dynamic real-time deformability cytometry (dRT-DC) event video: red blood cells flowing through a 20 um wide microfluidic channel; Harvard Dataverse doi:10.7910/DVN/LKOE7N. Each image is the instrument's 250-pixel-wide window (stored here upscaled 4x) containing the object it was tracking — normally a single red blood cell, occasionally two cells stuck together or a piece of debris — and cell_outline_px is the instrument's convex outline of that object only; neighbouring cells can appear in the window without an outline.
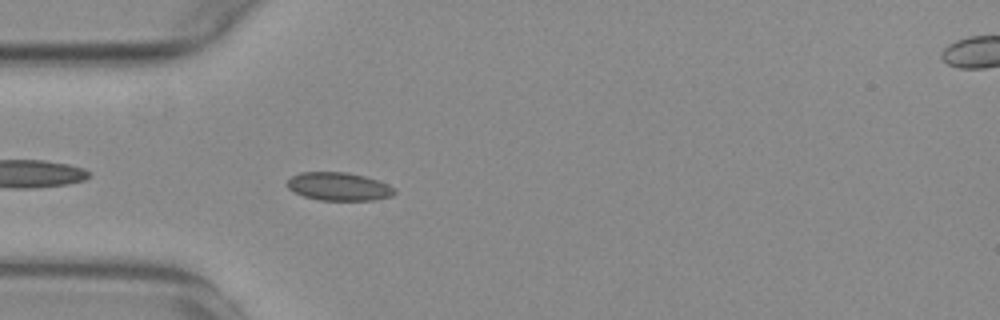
{"species": "common noctule bat (a hibernating species)", "species_latin": "Nyctalus noctula", "temperature_condition": "warm", "stored_images_in_passage": 42, "camera_frame_rate_fps": 3000, "um_per_image_px": 0.085, "animal": {"sex": "female", "body_mass_g": 29.2, "forearm_length_mm": 56.3}, "frame": {"image": 1, "passage_image": 3, "time_ms": 0.667, "image_size_px": [1000, 320], "cell_outline_px": [[396, 192], [392, 196], [372, 200], [320, 200], [304, 196], [288, 188], [288, 180], [292, 176], [300, 172], [348, 172], [364, 176], [388, 184], [396, 188]], "centroid_in_image_um": [28.83, 15.85], "position_along_channel_um": 56.2, "area_um2": 17.51}}
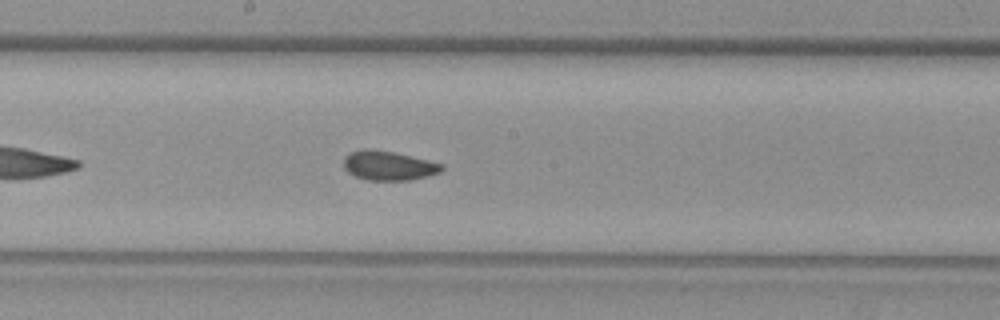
{"frame": {"image": 2, "passage_image": 16, "time_ms": 5.0, "image_size_px": [1000, 320], "cell_outline_px": [[444, 168], [440, 172], [408, 180], [368, 180], [356, 176], [348, 172], [344, 168], [344, 156], [348, 152], [364, 148], [372, 148], [392, 152], [428, 160], [444, 164]], "centroid_in_image_um": [32.98, 14.06], "position_along_channel_um": 215.2, "area_um2": 16.7}}
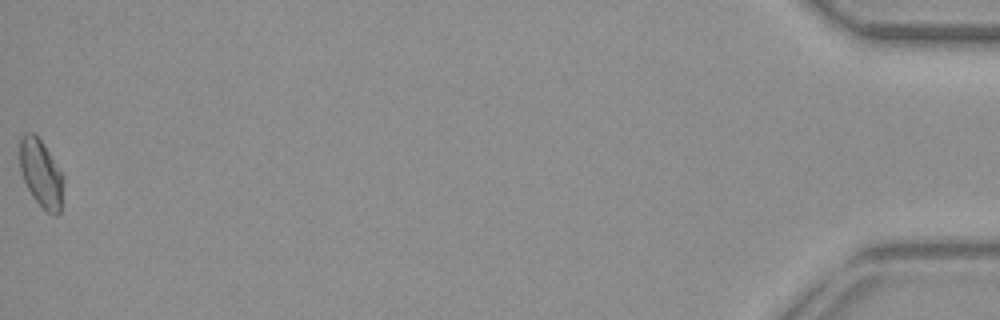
{"frame": {"image": 3, "passage_image": 42, "time_ms": 13.667, "image_size_px": [1000, 320], "cell_outline_px": [[60, 212], [56, 216], [52, 216], [32, 196], [20, 172], [20, 136], [28, 132], [32, 132], [44, 144], [60, 172]], "centroid_in_image_um": [3.42, 14.71], "position_along_channel_um": 431.8, "area_um2": 16.36}, "authors_computed_cell_mechanics": {"area_um2": 16.7042, "velocity_mm_per_s": 3.7562, "shape_relaxation_time_tau1_ms": null, "shape_relaxation_time_tau2_ms": 1.049, "deformation_change_tau1": null, "deformation_change_tau2": 0.0337}}